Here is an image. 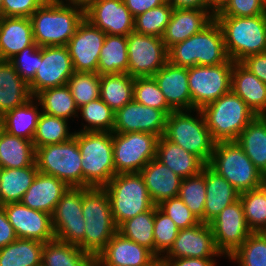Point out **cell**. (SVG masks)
I'll return each instance as SVG.
<instances>
[{"mask_svg":"<svg viewBox=\"0 0 266 266\" xmlns=\"http://www.w3.org/2000/svg\"><path fill=\"white\" fill-rule=\"evenodd\" d=\"M84 19V8L46 0L30 16L34 41L38 47L67 46Z\"/></svg>","mask_w":266,"mask_h":266,"instance_id":"6da1fadb","label":"cell"},{"mask_svg":"<svg viewBox=\"0 0 266 266\" xmlns=\"http://www.w3.org/2000/svg\"><path fill=\"white\" fill-rule=\"evenodd\" d=\"M229 59L223 32L215 19L198 33L168 49V61L184 68L218 65Z\"/></svg>","mask_w":266,"mask_h":266,"instance_id":"7a4b0ae2","label":"cell"},{"mask_svg":"<svg viewBox=\"0 0 266 266\" xmlns=\"http://www.w3.org/2000/svg\"><path fill=\"white\" fill-rule=\"evenodd\" d=\"M84 239L77 245L94 258L117 232L109 197L104 188L90 187L83 194Z\"/></svg>","mask_w":266,"mask_h":266,"instance_id":"3957f363","label":"cell"},{"mask_svg":"<svg viewBox=\"0 0 266 266\" xmlns=\"http://www.w3.org/2000/svg\"><path fill=\"white\" fill-rule=\"evenodd\" d=\"M215 142L236 141L257 116L232 90L200 109Z\"/></svg>","mask_w":266,"mask_h":266,"instance_id":"277c9868","label":"cell"},{"mask_svg":"<svg viewBox=\"0 0 266 266\" xmlns=\"http://www.w3.org/2000/svg\"><path fill=\"white\" fill-rule=\"evenodd\" d=\"M82 155L83 187L103 188L115 175L112 132H76Z\"/></svg>","mask_w":266,"mask_h":266,"instance_id":"5b68a950","label":"cell"},{"mask_svg":"<svg viewBox=\"0 0 266 266\" xmlns=\"http://www.w3.org/2000/svg\"><path fill=\"white\" fill-rule=\"evenodd\" d=\"M220 25L230 60L266 52V13L253 17H214Z\"/></svg>","mask_w":266,"mask_h":266,"instance_id":"8992f818","label":"cell"},{"mask_svg":"<svg viewBox=\"0 0 266 266\" xmlns=\"http://www.w3.org/2000/svg\"><path fill=\"white\" fill-rule=\"evenodd\" d=\"M192 111H196V117H193ZM164 136L209 164L216 142L200 109L172 111L167 117Z\"/></svg>","mask_w":266,"mask_h":266,"instance_id":"52a82bcc","label":"cell"},{"mask_svg":"<svg viewBox=\"0 0 266 266\" xmlns=\"http://www.w3.org/2000/svg\"><path fill=\"white\" fill-rule=\"evenodd\" d=\"M103 188L108 194L117 227L155 206L139 172L116 174Z\"/></svg>","mask_w":266,"mask_h":266,"instance_id":"ba28073f","label":"cell"},{"mask_svg":"<svg viewBox=\"0 0 266 266\" xmlns=\"http://www.w3.org/2000/svg\"><path fill=\"white\" fill-rule=\"evenodd\" d=\"M241 194L259 188L262 172L235 142H216L208 164Z\"/></svg>","mask_w":266,"mask_h":266,"instance_id":"9c48e42d","label":"cell"},{"mask_svg":"<svg viewBox=\"0 0 266 266\" xmlns=\"http://www.w3.org/2000/svg\"><path fill=\"white\" fill-rule=\"evenodd\" d=\"M38 172L52 175L69 187H83L82 155L75 137L36 148Z\"/></svg>","mask_w":266,"mask_h":266,"instance_id":"30bf717a","label":"cell"},{"mask_svg":"<svg viewBox=\"0 0 266 266\" xmlns=\"http://www.w3.org/2000/svg\"><path fill=\"white\" fill-rule=\"evenodd\" d=\"M234 61L188 68V84L191 94V110L201 109L231 91Z\"/></svg>","mask_w":266,"mask_h":266,"instance_id":"8fae6325","label":"cell"},{"mask_svg":"<svg viewBox=\"0 0 266 266\" xmlns=\"http://www.w3.org/2000/svg\"><path fill=\"white\" fill-rule=\"evenodd\" d=\"M158 138L144 132H112L115 175L140 172L156 158Z\"/></svg>","mask_w":266,"mask_h":266,"instance_id":"7c38bea8","label":"cell"},{"mask_svg":"<svg viewBox=\"0 0 266 266\" xmlns=\"http://www.w3.org/2000/svg\"><path fill=\"white\" fill-rule=\"evenodd\" d=\"M128 74L146 77L156 74L168 62V49L161 37L132 31L127 36Z\"/></svg>","mask_w":266,"mask_h":266,"instance_id":"4fadbf2b","label":"cell"},{"mask_svg":"<svg viewBox=\"0 0 266 266\" xmlns=\"http://www.w3.org/2000/svg\"><path fill=\"white\" fill-rule=\"evenodd\" d=\"M88 187H70L57 203L52 217L55 238L78 245L85 234V219L82 214L83 194Z\"/></svg>","mask_w":266,"mask_h":266,"instance_id":"5bb4252c","label":"cell"},{"mask_svg":"<svg viewBox=\"0 0 266 266\" xmlns=\"http://www.w3.org/2000/svg\"><path fill=\"white\" fill-rule=\"evenodd\" d=\"M34 79L28 84L32 97L41 91L66 85L74 73L67 46L42 47V59Z\"/></svg>","mask_w":266,"mask_h":266,"instance_id":"9a60e30c","label":"cell"},{"mask_svg":"<svg viewBox=\"0 0 266 266\" xmlns=\"http://www.w3.org/2000/svg\"><path fill=\"white\" fill-rule=\"evenodd\" d=\"M209 224L217 249L226 257L232 255L252 233L240 199L225 207Z\"/></svg>","mask_w":266,"mask_h":266,"instance_id":"2e32d148","label":"cell"},{"mask_svg":"<svg viewBox=\"0 0 266 266\" xmlns=\"http://www.w3.org/2000/svg\"><path fill=\"white\" fill-rule=\"evenodd\" d=\"M105 37L106 33L93 26L87 19L82 21L67 44L74 72L97 73Z\"/></svg>","mask_w":266,"mask_h":266,"instance_id":"e0dca14e","label":"cell"},{"mask_svg":"<svg viewBox=\"0 0 266 266\" xmlns=\"http://www.w3.org/2000/svg\"><path fill=\"white\" fill-rule=\"evenodd\" d=\"M168 115L134 100L115 112L113 132H144L161 137L165 134Z\"/></svg>","mask_w":266,"mask_h":266,"instance_id":"ac0fdd59","label":"cell"},{"mask_svg":"<svg viewBox=\"0 0 266 266\" xmlns=\"http://www.w3.org/2000/svg\"><path fill=\"white\" fill-rule=\"evenodd\" d=\"M93 266H159V259L146 247L116 232L94 258Z\"/></svg>","mask_w":266,"mask_h":266,"instance_id":"d6986e66","label":"cell"},{"mask_svg":"<svg viewBox=\"0 0 266 266\" xmlns=\"http://www.w3.org/2000/svg\"><path fill=\"white\" fill-rule=\"evenodd\" d=\"M85 19L110 35L128 36L134 31V17L123 0H92Z\"/></svg>","mask_w":266,"mask_h":266,"instance_id":"ffe728a7","label":"cell"},{"mask_svg":"<svg viewBox=\"0 0 266 266\" xmlns=\"http://www.w3.org/2000/svg\"><path fill=\"white\" fill-rule=\"evenodd\" d=\"M3 208L17 238L43 243L55 239L50 214L31 209L21 202L8 203Z\"/></svg>","mask_w":266,"mask_h":266,"instance_id":"44dd1931","label":"cell"},{"mask_svg":"<svg viewBox=\"0 0 266 266\" xmlns=\"http://www.w3.org/2000/svg\"><path fill=\"white\" fill-rule=\"evenodd\" d=\"M221 255L210 224L200 222L190 228L180 229L172 246L161 258H213Z\"/></svg>","mask_w":266,"mask_h":266,"instance_id":"7402d4cb","label":"cell"},{"mask_svg":"<svg viewBox=\"0 0 266 266\" xmlns=\"http://www.w3.org/2000/svg\"><path fill=\"white\" fill-rule=\"evenodd\" d=\"M214 14L213 9L174 8L162 37L166 48L201 31L214 19Z\"/></svg>","mask_w":266,"mask_h":266,"instance_id":"603a6c76","label":"cell"},{"mask_svg":"<svg viewBox=\"0 0 266 266\" xmlns=\"http://www.w3.org/2000/svg\"><path fill=\"white\" fill-rule=\"evenodd\" d=\"M167 104L174 110H191V94L188 84V68L169 61L153 75Z\"/></svg>","mask_w":266,"mask_h":266,"instance_id":"cb8c5ba5","label":"cell"},{"mask_svg":"<svg viewBox=\"0 0 266 266\" xmlns=\"http://www.w3.org/2000/svg\"><path fill=\"white\" fill-rule=\"evenodd\" d=\"M70 187L60 179L38 172L21 203L27 207L53 214L57 203Z\"/></svg>","mask_w":266,"mask_h":266,"instance_id":"d4e9b609","label":"cell"},{"mask_svg":"<svg viewBox=\"0 0 266 266\" xmlns=\"http://www.w3.org/2000/svg\"><path fill=\"white\" fill-rule=\"evenodd\" d=\"M139 173L143 177L149 196L155 205L179 195L182 178L157 158L149 161Z\"/></svg>","mask_w":266,"mask_h":266,"instance_id":"484cf974","label":"cell"},{"mask_svg":"<svg viewBox=\"0 0 266 266\" xmlns=\"http://www.w3.org/2000/svg\"><path fill=\"white\" fill-rule=\"evenodd\" d=\"M201 172L206 185L204 223L209 224L225 207L239 200L240 193L208 164Z\"/></svg>","mask_w":266,"mask_h":266,"instance_id":"4316f807","label":"cell"},{"mask_svg":"<svg viewBox=\"0 0 266 266\" xmlns=\"http://www.w3.org/2000/svg\"><path fill=\"white\" fill-rule=\"evenodd\" d=\"M34 43L30 18L0 17V56L3 61H9Z\"/></svg>","mask_w":266,"mask_h":266,"instance_id":"83f0119b","label":"cell"},{"mask_svg":"<svg viewBox=\"0 0 266 266\" xmlns=\"http://www.w3.org/2000/svg\"><path fill=\"white\" fill-rule=\"evenodd\" d=\"M156 158L182 179L200 174L206 165L199 157L185 151L164 135L158 138Z\"/></svg>","mask_w":266,"mask_h":266,"instance_id":"f1b7e54d","label":"cell"},{"mask_svg":"<svg viewBox=\"0 0 266 266\" xmlns=\"http://www.w3.org/2000/svg\"><path fill=\"white\" fill-rule=\"evenodd\" d=\"M231 90L258 115L266 108V84L240 62H234Z\"/></svg>","mask_w":266,"mask_h":266,"instance_id":"f546056e","label":"cell"},{"mask_svg":"<svg viewBox=\"0 0 266 266\" xmlns=\"http://www.w3.org/2000/svg\"><path fill=\"white\" fill-rule=\"evenodd\" d=\"M32 98L28 83L9 61L0 62V116Z\"/></svg>","mask_w":266,"mask_h":266,"instance_id":"4dcf8cb0","label":"cell"},{"mask_svg":"<svg viewBox=\"0 0 266 266\" xmlns=\"http://www.w3.org/2000/svg\"><path fill=\"white\" fill-rule=\"evenodd\" d=\"M32 97L25 104L18 106L2 115L5 132L12 136L32 141L41 112L40 103ZM38 103V104H37Z\"/></svg>","mask_w":266,"mask_h":266,"instance_id":"1f68e13d","label":"cell"},{"mask_svg":"<svg viewBox=\"0 0 266 266\" xmlns=\"http://www.w3.org/2000/svg\"><path fill=\"white\" fill-rule=\"evenodd\" d=\"M38 173L36 162L24 168H3L0 174V203L21 202Z\"/></svg>","mask_w":266,"mask_h":266,"instance_id":"d6a6232c","label":"cell"},{"mask_svg":"<svg viewBox=\"0 0 266 266\" xmlns=\"http://www.w3.org/2000/svg\"><path fill=\"white\" fill-rule=\"evenodd\" d=\"M94 257L80 247L57 240L44 243L41 266H93Z\"/></svg>","mask_w":266,"mask_h":266,"instance_id":"836d02e7","label":"cell"},{"mask_svg":"<svg viewBox=\"0 0 266 266\" xmlns=\"http://www.w3.org/2000/svg\"><path fill=\"white\" fill-rule=\"evenodd\" d=\"M32 141L4 132L0 138V164L3 168H24L35 163Z\"/></svg>","mask_w":266,"mask_h":266,"instance_id":"e575fe53","label":"cell"},{"mask_svg":"<svg viewBox=\"0 0 266 266\" xmlns=\"http://www.w3.org/2000/svg\"><path fill=\"white\" fill-rule=\"evenodd\" d=\"M97 73H128L127 36L106 34L100 51Z\"/></svg>","mask_w":266,"mask_h":266,"instance_id":"d590c367","label":"cell"},{"mask_svg":"<svg viewBox=\"0 0 266 266\" xmlns=\"http://www.w3.org/2000/svg\"><path fill=\"white\" fill-rule=\"evenodd\" d=\"M44 243L17 238L0 249V266H41Z\"/></svg>","mask_w":266,"mask_h":266,"instance_id":"8d00e7d4","label":"cell"},{"mask_svg":"<svg viewBox=\"0 0 266 266\" xmlns=\"http://www.w3.org/2000/svg\"><path fill=\"white\" fill-rule=\"evenodd\" d=\"M133 86L128 73L100 75V98L116 112L133 100Z\"/></svg>","mask_w":266,"mask_h":266,"instance_id":"74e56055","label":"cell"},{"mask_svg":"<svg viewBox=\"0 0 266 266\" xmlns=\"http://www.w3.org/2000/svg\"><path fill=\"white\" fill-rule=\"evenodd\" d=\"M252 163L266 173V125L256 116L235 141Z\"/></svg>","mask_w":266,"mask_h":266,"instance_id":"f35d334b","label":"cell"},{"mask_svg":"<svg viewBox=\"0 0 266 266\" xmlns=\"http://www.w3.org/2000/svg\"><path fill=\"white\" fill-rule=\"evenodd\" d=\"M35 101L40 103L41 112L46 114L67 120L79 118L78 107L67 84L41 91L35 96Z\"/></svg>","mask_w":266,"mask_h":266,"instance_id":"ab89813d","label":"cell"},{"mask_svg":"<svg viewBox=\"0 0 266 266\" xmlns=\"http://www.w3.org/2000/svg\"><path fill=\"white\" fill-rule=\"evenodd\" d=\"M154 207L146 212L140 213L132 219L122 222L117 227L123 237L146 247L155 255L154 241Z\"/></svg>","mask_w":266,"mask_h":266,"instance_id":"60d3db41","label":"cell"},{"mask_svg":"<svg viewBox=\"0 0 266 266\" xmlns=\"http://www.w3.org/2000/svg\"><path fill=\"white\" fill-rule=\"evenodd\" d=\"M68 120L41 112L33 137L35 149L49 144H60L74 137L68 131Z\"/></svg>","mask_w":266,"mask_h":266,"instance_id":"b9f144b4","label":"cell"},{"mask_svg":"<svg viewBox=\"0 0 266 266\" xmlns=\"http://www.w3.org/2000/svg\"><path fill=\"white\" fill-rule=\"evenodd\" d=\"M86 125L81 132H113L115 112L99 97L78 108Z\"/></svg>","mask_w":266,"mask_h":266,"instance_id":"7bdbcfd3","label":"cell"},{"mask_svg":"<svg viewBox=\"0 0 266 266\" xmlns=\"http://www.w3.org/2000/svg\"><path fill=\"white\" fill-rule=\"evenodd\" d=\"M173 7L165 2L164 4L149 9L134 19V31L148 36L163 37L166 26L170 21Z\"/></svg>","mask_w":266,"mask_h":266,"instance_id":"ee69618b","label":"cell"},{"mask_svg":"<svg viewBox=\"0 0 266 266\" xmlns=\"http://www.w3.org/2000/svg\"><path fill=\"white\" fill-rule=\"evenodd\" d=\"M190 211L204 223L206 201L205 175L200 174L182 179L178 195Z\"/></svg>","mask_w":266,"mask_h":266,"instance_id":"f6af8a7d","label":"cell"},{"mask_svg":"<svg viewBox=\"0 0 266 266\" xmlns=\"http://www.w3.org/2000/svg\"><path fill=\"white\" fill-rule=\"evenodd\" d=\"M133 100L144 106L160 109L167 115L174 111L167 104V101L153 76L134 78Z\"/></svg>","mask_w":266,"mask_h":266,"instance_id":"bcb514c9","label":"cell"},{"mask_svg":"<svg viewBox=\"0 0 266 266\" xmlns=\"http://www.w3.org/2000/svg\"><path fill=\"white\" fill-rule=\"evenodd\" d=\"M67 85L78 108L100 97L98 73L74 72Z\"/></svg>","mask_w":266,"mask_h":266,"instance_id":"7dc6e473","label":"cell"},{"mask_svg":"<svg viewBox=\"0 0 266 266\" xmlns=\"http://www.w3.org/2000/svg\"><path fill=\"white\" fill-rule=\"evenodd\" d=\"M242 202L246 223L252 232H260L266 227V196L260 188L243 192Z\"/></svg>","mask_w":266,"mask_h":266,"instance_id":"c3c4849f","label":"cell"},{"mask_svg":"<svg viewBox=\"0 0 266 266\" xmlns=\"http://www.w3.org/2000/svg\"><path fill=\"white\" fill-rule=\"evenodd\" d=\"M228 259L239 266H266V240L259 232H252Z\"/></svg>","mask_w":266,"mask_h":266,"instance_id":"681fc988","label":"cell"},{"mask_svg":"<svg viewBox=\"0 0 266 266\" xmlns=\"http://www.w3.org/2000/svg\"><path fill=\"white\" fill-rule=\"evenodd\" d=\"M179 230L180 229L176 226L174 221L155 205L153 234L155 241V256L158 259L165 255L170 249L178 236Z\"/></svg>","mask_w":266,"mask_h":266,"instance_id":"f907efd6","label":"cell"},{"mask_svg":"<svg viewBox=\"0 0 266 266\" xmlns=\"http://www.w3.org/2000/svg\"><path fill=\"white\" fill-rule=\"evenodd\" d=\"M41 59L42 47H38V45L34 43L12 57L9 62L13 65L19 75L29 84L34 79Z\"/></svg>","mask_w":266,"mask_h":266,"instance_id":"816d5d0a","label":"cell"},{"mask_svg":"<svg viewBox=\"0 0 266 266\" xmlns=\"http://www.w3.org/2000/svg\"><path fill=\"white\" fill-rule=\"evenodd\" d=\"M265 13L262 0H225L214 17H253Z\"/></svg>","mask_w":266,"mask_h":266,"instance_id":"f5cc1de1","label":"cell"},{"mask_svg":"<svg viewBox=\"0 0 266 266\" xmlns=\"http://www.w3.org/2000/svg\"><path fill=\"white\" fill-rule=\"evenodd\" d=\"M157 206L174 221L179 229L190 228L201 222L179 196L163 200Z\"/></svg>","mask_w":266,"mask_h":266,"instance_id":"db71d44e","label":"cell"},{"mask_svg":"<svg viewBox=\"0 0 266 266\" xmlns=\"http://www.w3.org/2000/svg\"><path fill=\"white\" fill-rule=\"evenodd\" d=\"M45 1L46 0H2L1 16L30 18Z\"/></svg>","mask_w":266,"mask_h":266,"instance_id":"11a10c76","label":"cell"},{"mask_svg":"<svg viewBox=\"0 0 266 266\" xmlns=\"http://www.w3.org/2000/svg\"><path fill=\"white\" fill-rule=\"evenodd\" d=\"M240 63L266 84V52L250 55Z\"/></svg>","mask_w":266,"mask_h":266,"instance_id":"9f6ffc18","label":"cell"},{"mask_svg":"<svg viewBox=\"0 0 266 266\" xmlns=\"http://www.w3.org/2000/svg\"><path fill=\"white\" fill-rule=\"evenodd\" d=\"M216 258H160L159 266H216Z\"/></svg>","mask_w":266,"mask_h":266,"instance_id":"6f0895ef","label":"cell"},{"mask_svg":"<svg viewBox=\"0 0 266 266\" xmlns=\"http://www.w3.org/2000/svg\"><path fill=\"white\" fill-rule=\"evenodd\" d=\"M16 239L13 226L10 224L3 206H0V249Z\"/></svg>","mask_w":266,"mask_h":266,"instance_id":"680465c9","label":"cell"},{"mask_svg":"<svg viewBox=\"0 0 266 266\" xmlns=\"http://www.w3.org/2000/svg\"><path fill=\"white\" fill-rule=\"evenodd\" d=\"M123 2L135 18L149 9L164 4L166 0H123Z\"/></svg>","mask_w":266,"mask_h":266,"instance_id":"91938a15","label":"cell"},{"mask_svg":"<svg viewBox=\"0 0 266 266\" xmlns=\"http://www.w3.org/2000/svg\"><path fill=\"white\" fill-rule=\"evenodd\" d=\"M173 8L212 9L204 0H166Z\"/></svg>","mask_w":266,"mask_h":266,"instance_id":"94428289","label":"cell"},{"mask_svg":"<svg viewBox=\"0 0 266 266\" xmlns=\"http://www.w3.org/2000/svg\"><path fill=\"white\" fill-rule=\"evenodd\" d=\"M51 1L61 3L64 5H77L84 9L92 2V0H64V1L63 0H51Z\"/></svg>","mask_w":266,"mask_h":266,"instance_id":"6125c7cd","label":"cell"},{"mask_svg":"<svg viewBox=\"0 0 266 266\" xmlns=\"http://www.w3.org/2000/svg\"><path fill=\"white\" fill-rule=\"evenodd\" d=\"M215 12L224 4L225 0H204Z\"/></svg>","mask_w":266,"mask_h":266,"instance_id":"be15d7a7","label":"cell"},{"mask_svg":"<svg viewBox=\"0 0 266 266\" xmlns=\"http://www.w3.org/2000/svg\"><path fill=\"white\" fill-rule=\"evenodd\" d=\"M259 188L266 196V173H263L261 176V181L259 183Z\"/></svg>","mask_w":266,"mask_h":266,"instance_id":"e7e4bbea","label":"cell"},{"mask_svg":"<svg viewBox=\"0 0 266 266\" xmlns=\"http://www.w3.org/2000/svg\"><path fill=\"white\" fill-rule=\"evenodd\" d=\"M257 116L266 125V108L263 109Z\"/></svg>","mask_w":266,"mask_h":266,"instance_id":"03108f58","label":"cell"},{"mask_svg":"<svg viewBox=\"0 0 266 266\" xmlns=\"http://www.w3.org/2000/svg\"><path fill=\"white\" fill-rule=\"evenodd\" d=\"M5 132V129H4V123H3V119H2V116H0V138L2 136V134Z\"/></svg>","mask_w":266,"mask_h":266,"instance_id":"003e7915","label":"cell"},{"mask_svg":"<svg viewBox=\"0 0 266 266\" xmlns=\"http://www.w3.org/2000/svg\"><path fill=\"white\" fill-rule=\"evenodd\" d=\"M259 233H260V234L263 236V238L266 240V227L263 228Z\"/></svg>","mask_w":266,"mask_h":266,"instance_id":"a7ac6f4b","label":"cell"},{"mask_svg":"<svg viewBox=\"0 0 266 266\" xmlns=\"http://www.w3.org/2000/svg\"><path fill=\"white\" fill-rule=\"evenodd\" d=\"M1 4H2V0H0V17H1Z\"/></svg>","mask_w":266,"mask_h":266,"instance_id":"89a4df30","label":"cell"},{"mask_svg":"<svg viewBox=\"0 0 266 266\" xmlns=\"http://www.w3.org/2000/svg\"><path fill=\"white\" fill-rule=\"evenodd\" d=\"M2 169H3V167H2V165L0 164V174H1Z\"/></svg>","mask_w":266,"mask_h":266,"instance_id":"2644e50d","label":"cell"}]
</instances>
